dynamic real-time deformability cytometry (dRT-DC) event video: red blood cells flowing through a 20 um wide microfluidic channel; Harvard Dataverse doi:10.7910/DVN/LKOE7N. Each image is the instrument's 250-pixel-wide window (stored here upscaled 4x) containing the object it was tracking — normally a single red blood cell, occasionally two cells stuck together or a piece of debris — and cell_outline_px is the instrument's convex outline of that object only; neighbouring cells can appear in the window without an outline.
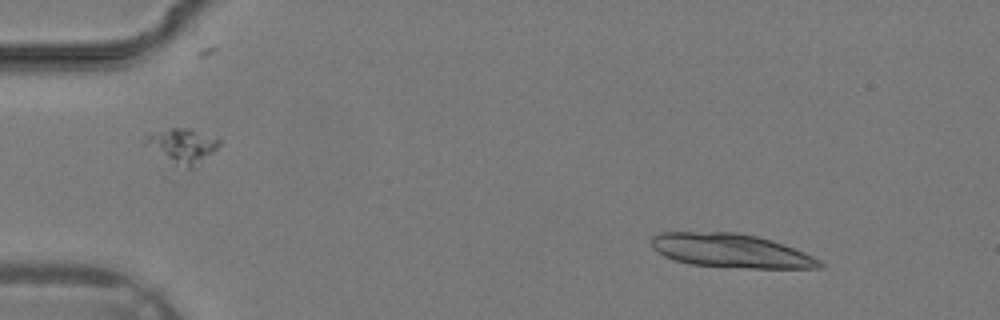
{"species": "common noctule bat (a hibernating species)", "species_latin": "Nyctalus noctula", "temperature_condition": "warm", "stored_images_in_passage": 32, "camera_frame_rate_fps": 3000, "um_per_image_px": 0.085, "animal": {"sex": "male", "body_mass_g": 19.2, "forearm_length_mm": 51.8}, "frame": {"image": 1, "passage_image": 1, "time_ms": 0.0, "image_size_px": [1000, 320], "cell_outline_px": [[824, 264], [820, 268], [748, 268], [688, 264], [664, 256], [656, 252], [652, 248], [648, 240], [652, 236], [660, 232], [736, 232], [756, 236], [772, 240], [784, 244], [804, 252], [820, 260]], "centroid_in_image_um": [62.08, 21.3], "position_along_channel_um": 22.9, "area_um2": 33.35}}
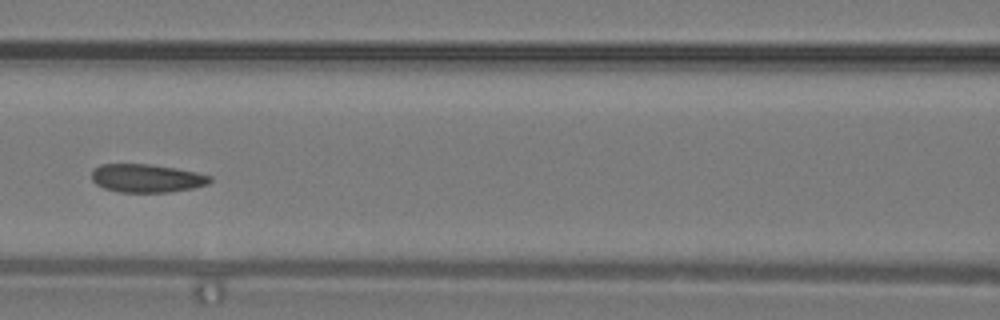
{"frame": {"image": 2, "passage_image": 13, "time_ms": 4.0, "image_size_px": [1000, 320], "cell_outline_px": [[212, 180], [208, 184], [192, 188], [168, 192], [120, 192], [104, 188], [96, 184], [92, 180], [92, 168], [100, 164], [152, 164], [176, 168], [196, 172], [212, 176]], "centroid_in_image_um": [12.46, 15.14], "position_along_channel_um": 154.1, "area_um2": 19.59}}
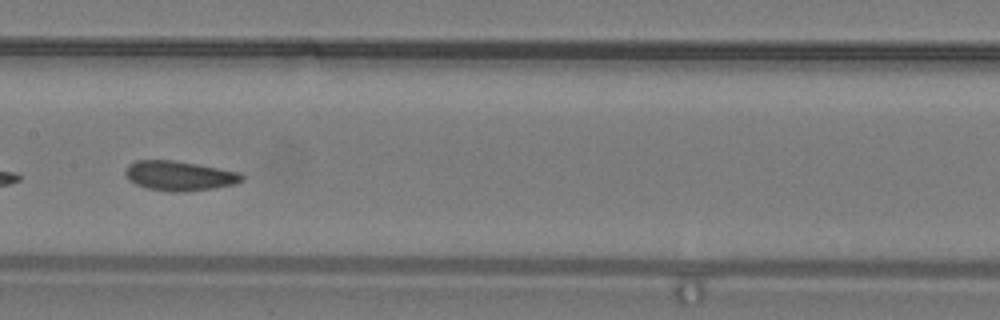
{"frame": {"image": 3, "passage_image": 15, "time_ms": 4.667, "image_size_px": [1000, 320], "cell_outline_px": [[244, 180], [236, 184], [212, 188], [180, 192], [172, 192], [148, 188], [136, 184], [128, 180], [124, 172], [128, 164], [136, 160], [172, 160], [196, 164], [240, 172], [244, 176]], "centroid_in_image_um": [15.24, 14.94], "position_along_channel_um": 192.2, "area_um2": 20.11}}